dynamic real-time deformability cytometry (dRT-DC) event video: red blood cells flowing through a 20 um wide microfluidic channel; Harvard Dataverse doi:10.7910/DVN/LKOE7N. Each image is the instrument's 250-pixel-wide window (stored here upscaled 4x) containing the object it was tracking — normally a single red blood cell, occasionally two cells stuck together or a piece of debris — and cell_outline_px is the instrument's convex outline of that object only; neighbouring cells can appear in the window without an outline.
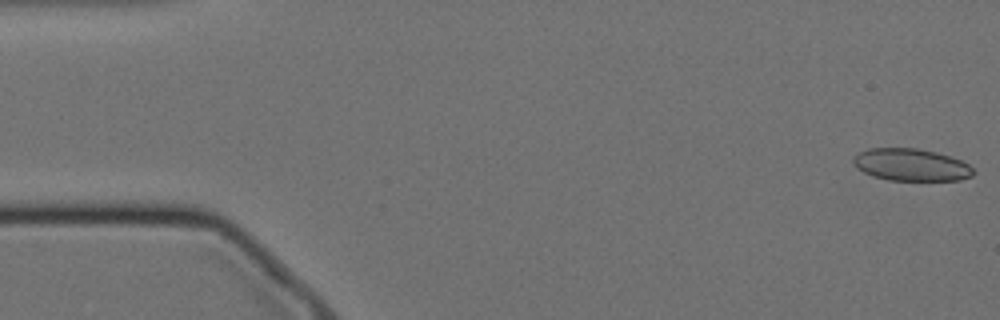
{"species": "Egyptian fruit bat (a non-hibernating species)", "species_latin": "Rousettus aegyptiacus", "temperature_condition": "cold", "stored_images_in_passage": 10, "camera_frame_rate_fps": 3000, "um_per_image_px": 0.085, "animal": {"sex": "female"}, "frame": {"image": 1, "passage_image": 1, "time_ms": 0.0, "image_size_px": [1000, 320], "cell_outline_px": [[976, 172], [972, 176], [960, 180], [888, 180], [872, 176], [856, 168], [852, 160], [852, 156], [868, 148], [916, 148], [936, 152], [960, 160], [968, 164]], "centroid_in_image_um": [77.42, 14.01], "position_along_channel_um": 7.6, "area_um2": 22.6}}